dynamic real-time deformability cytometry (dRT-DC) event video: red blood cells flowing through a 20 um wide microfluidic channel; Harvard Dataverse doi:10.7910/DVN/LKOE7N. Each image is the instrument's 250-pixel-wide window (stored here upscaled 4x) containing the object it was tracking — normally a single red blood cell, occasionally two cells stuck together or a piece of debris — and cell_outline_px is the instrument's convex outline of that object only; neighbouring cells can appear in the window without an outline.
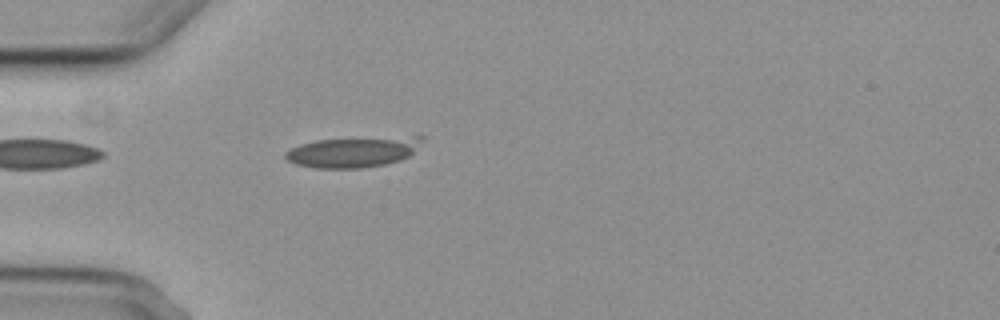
{"species": "common noctule bat (a hibernating species)", "species_latin": "Nyctalus noctula", "temperature_condition": "cold", "stored_images_in_passage": 2, "camera_frame_rate_fps": 3000, "um_per_image_px": 0.085, "animal": {"sex": "female", "body_mass_g": 29.2, "forearm_length_mm": 56.3}, "frame": {"image": 1, "passage_image": 2, "time_ms": 1.333, "image_size_px": [1000, 320], "cell_outline_px": [[424, 140], [408, 156], [400, 160], [384, 164], [360, 168], [316, 168], [296, 164], [288, 160], [284, 156], [284, 152], [300, 144], [316, 140], [412, 136], [424, 136]], "centroid_in_image_um": [30.0, 12.91], "position_along_channel_um": 55.0, "area_um2": 24.04}}